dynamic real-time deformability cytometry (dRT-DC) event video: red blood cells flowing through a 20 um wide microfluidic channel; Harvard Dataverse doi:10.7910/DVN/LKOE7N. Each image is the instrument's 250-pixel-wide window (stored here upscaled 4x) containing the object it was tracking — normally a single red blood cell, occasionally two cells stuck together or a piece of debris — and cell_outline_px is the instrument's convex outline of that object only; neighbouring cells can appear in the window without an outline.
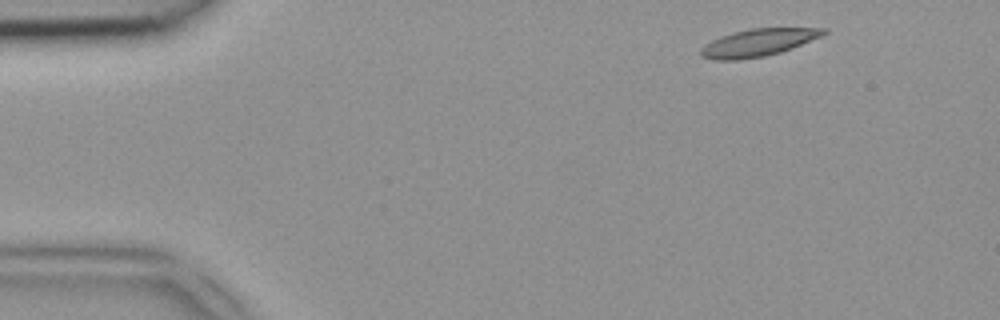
{"species": "common noctule bat (a hibernating species)", "species_latin": "Nyctalus noctula", "temperature_condition": "room temperature", "stored_images_in_passage": 45, "camera_frame_rate_fps": 3000, "um_per_image_px": 0.085, "animal": {"sex": "female", "body_mass_g": 18.4}, "frame": {"image": 1, "passage_image": 2, "time_ms": 0.333, "image_size_px": [1000, 320], "cell_outline_px": [[828, 32], [820, 36], [792, 48], [780, 52], [764, 56], [740, 60], [712, 60], [700, 56], [700, 48], [704, 44], [712, 40], [736, 32], [752, 28], [828, 28]], "centroid_in_image_um": [64.41, 3.63], "position_along_channel_um": 20.6, "area_um2": 19.42}}
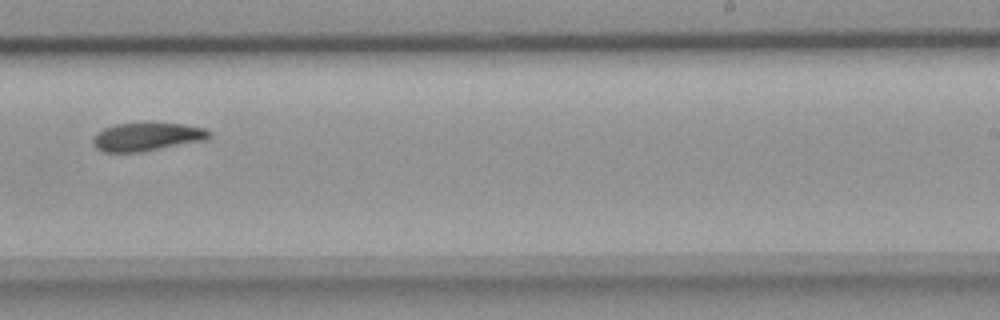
{"frame": {"image": 2, "passage_image": 27, "time_ms": 8.667, "image_size_px": [1000, 320], "cell_outline_px": [[212, 136], [208, 140], [140, 152], [104, 152], [96, 148], [92, 144], [92, 140], [96, 132], [104, 128], [116, 124], [184, 124], [204, 128], [212, 132]], "centroid_in_image_um": [12.51, 11.64], "position_along_channel_um": 276.5, "area_um2": 19.13}}
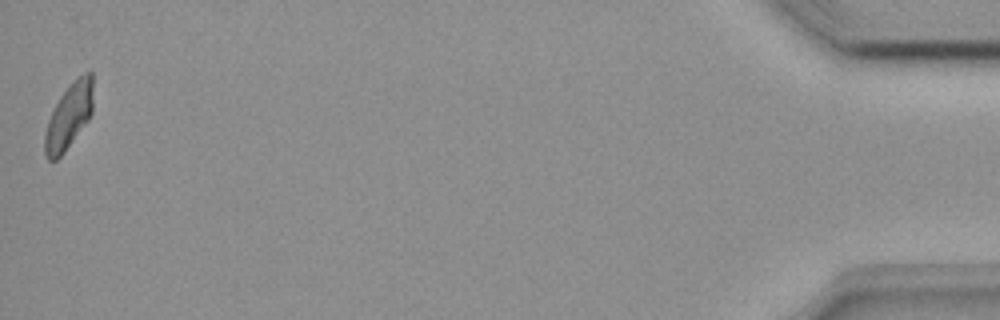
{"frame": {"image": 3, "passage_image": 45, "time_ms": 14.667, "image_size_px": [1000, 320], "cell_outline_px": [[92, 112], [88, 120], [64, 152], [56, 160], [48, 160], [44, 152], [44, 132], [48, 120], [60, 96], [72, 80], [76, 76], [88, 68], [92, 72]], "centroid_in_image_um": [5.86, 9.82], "position_along_channel_um": 429.3, "area_um2": 18.55}}